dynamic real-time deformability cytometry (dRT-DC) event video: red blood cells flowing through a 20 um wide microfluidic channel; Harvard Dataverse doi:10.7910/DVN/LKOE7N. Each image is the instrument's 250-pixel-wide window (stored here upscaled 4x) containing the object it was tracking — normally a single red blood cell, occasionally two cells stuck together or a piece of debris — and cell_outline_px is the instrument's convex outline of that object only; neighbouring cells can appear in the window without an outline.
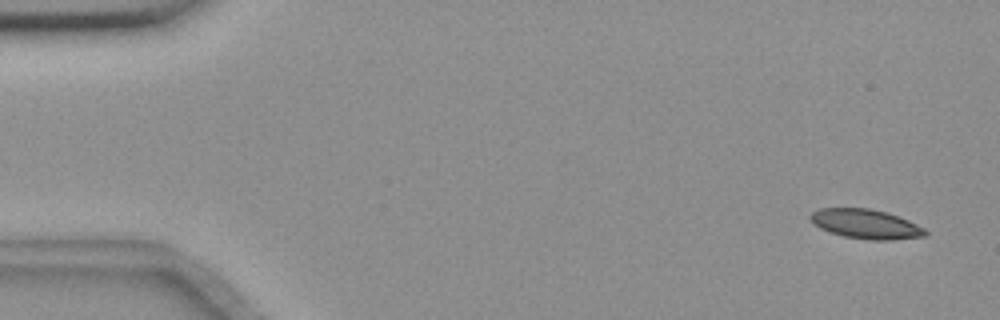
{"species": "common noctule bat (a hibernating species)", "species_latin": "Nyctalus noctula", "temperature_condition": "room temperature", "stored_images_in_passage": 56, "camera_frame_rate_fps": 3000, "um_per_image_px": 0.085, "animal": {"sex": "female", "body_mass_g": 18.4}, "frame": {"image": 1, "passage_image": 3, "time_ms": 0.667, "image_size_px": [1000, 320], "cell_outline_px": [[928, 236], [892, 240], [868, 240], [844, 236], [820, 228], [808, 216], [812, 212], [820, 208], [868, 208], [884, 212], [908, 220], [924, 228], [928, 232]], "centroid_in_image_um": [73.62, 19.05], "position_along_channel_um": 11.4, "area_um2": 19.54}}
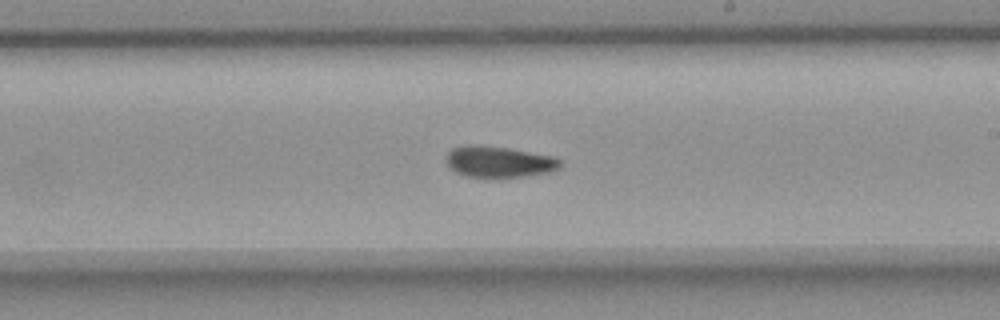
{"frame": {"image": 2, "passage_image": 33, "time_ms": 10.667, "image_size_px": [1000, 320], "cell_outline_px": [[560, 168], [556, 172], [488, 180], [464, 176], [448, 168], [448, 152], [452, 148], [468, 144], [476, 144], [508, 148], [552, 156], [560, 160]], "centroid_in_image_um": [42.4, 13.79], "position_along_channel_um": 246.6, "area_um2": 21.39}}
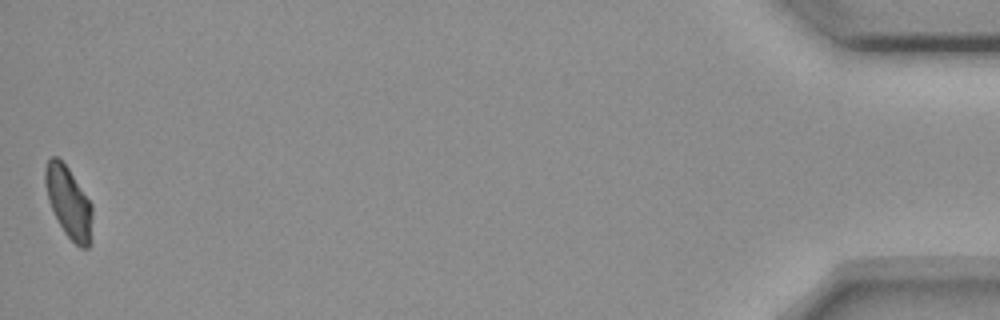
{"frame": {"image": 3, "passage_image": 56, "time_ms": 18.333, "image_size_px": [1000, 320], "cell_outline_px": [[92, 240], [88, 248], [80, 248], [64, 232], [48, 200], [44, 184], [44, 168], [48, 160], [52, 156], [56, 156], [68, 168], [92, 204]], "centroid_in_image_um": [5.84, 17.21], "position_along_channel_um": 429.4, "area_um2": 19.54}, "authors_computed_cell_mechanics": {"area_um2": 20.5479, "velocity_mm_per_s": 3.6262, "shape_relaxation_time_tau1_ms": 8.7095, "shape_relaxation_time_tau2_ms": 6.5218, "deformation_change_tau1": 0.169, "deformation_change_tau2": 0.1186}}